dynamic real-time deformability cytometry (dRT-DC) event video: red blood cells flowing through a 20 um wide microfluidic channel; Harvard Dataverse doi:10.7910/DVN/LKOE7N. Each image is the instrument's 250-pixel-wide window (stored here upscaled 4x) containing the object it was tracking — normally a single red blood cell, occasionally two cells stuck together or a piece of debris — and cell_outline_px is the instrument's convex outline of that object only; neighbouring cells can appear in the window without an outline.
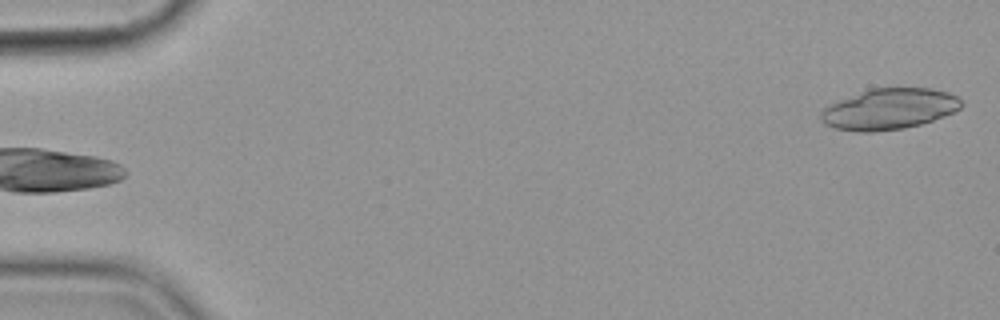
{"species": "common noctule bat (a hibernating species)", "species_latin": "Nyctalus noctula", "temperature_condition": "cold", "stored_images_in_passage": 4, "camera_frame_rate_fps": 3000, "um_per_image_px": 0.085, "animal": {"sex": "female", "body_mass_g": 19.9}, "frame": {"image": 1, "passage_image": 4, "time_ms": 3.667, "image_size_px": [1000, 320], "cell_outline_px": [[964, 104], [960, 108], [944, 116], [920, 124], [904, 128], [876, 132], [856, 132], [836, 128], [824, 124], [820, 120], [820, 112], [824, 108], [840, 100], [872, 88], [932, 88], [948, 92], [956, 96]], "centroid_in_image_um": [75.58, 9.28], "position_along_channel_um": 9.4, "area_um2": 33.29}}